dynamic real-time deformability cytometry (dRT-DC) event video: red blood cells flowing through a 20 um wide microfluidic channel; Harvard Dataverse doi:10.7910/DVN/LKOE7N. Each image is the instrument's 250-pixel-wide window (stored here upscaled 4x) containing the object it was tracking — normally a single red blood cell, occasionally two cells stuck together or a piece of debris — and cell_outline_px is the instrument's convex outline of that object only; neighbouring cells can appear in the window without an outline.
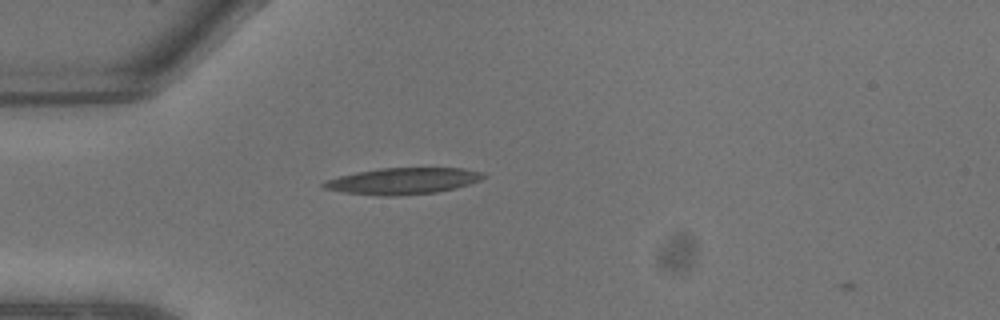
{"species": "common noctule bat (a hibernating species)", "species_latin": "Nyctalus noctula", "temperature_condition": "warm", "stored_images_in_passage": 4, "camera_frame_rate_fps": 3000, "um_per_image_px": 0.085, "animal": {"sex": "male", "body_mass_g": 13.3}, "frame": {"image": 1, "passage_image": 2, "time_ms": 0.333, "image_size_px": [1000, 320], "cell_outline_px": [[488, 176], [480, 180], [456, 188], [436, 192], [396, 196], [380, 196], [344, 192], [324, 188], [320, 184], [328, 180], [340, 176], [356, 172], [380, 168], [464, 168], [484, 172]], "centroid_in_image_um": [34.29, 15.38], "position_along_channel_um": 50.7, "area_um2": 24.57}}
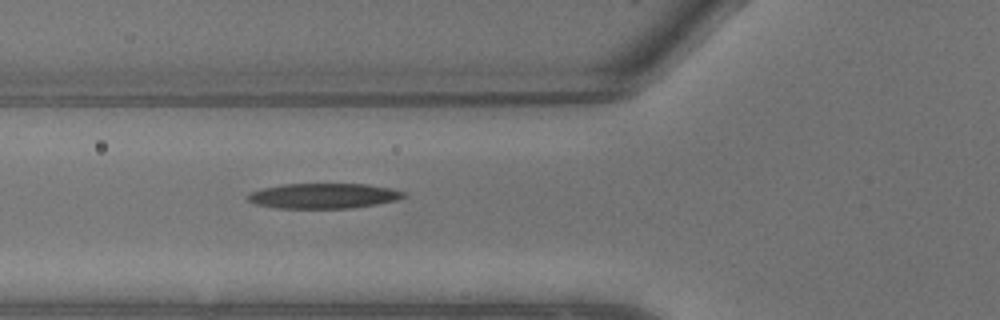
{"frame": {"image": 2, "passage_image": 4, "time_ms": 1.0, "image_size_px": [1000, 320], "cell_outline_px": [[408, 196], [396, 200], [376, 204], [352, 208], [276, 208], [256, 204], [248, 200], [244, 196], [252, 192], [264, 188], [284, 184], [368, 184], [388, 188], [404, 192]], "centroid_in_image_um": [27.49, 16.65], "position_along_channel_um": 98.3, "area_um2": 22.77}}